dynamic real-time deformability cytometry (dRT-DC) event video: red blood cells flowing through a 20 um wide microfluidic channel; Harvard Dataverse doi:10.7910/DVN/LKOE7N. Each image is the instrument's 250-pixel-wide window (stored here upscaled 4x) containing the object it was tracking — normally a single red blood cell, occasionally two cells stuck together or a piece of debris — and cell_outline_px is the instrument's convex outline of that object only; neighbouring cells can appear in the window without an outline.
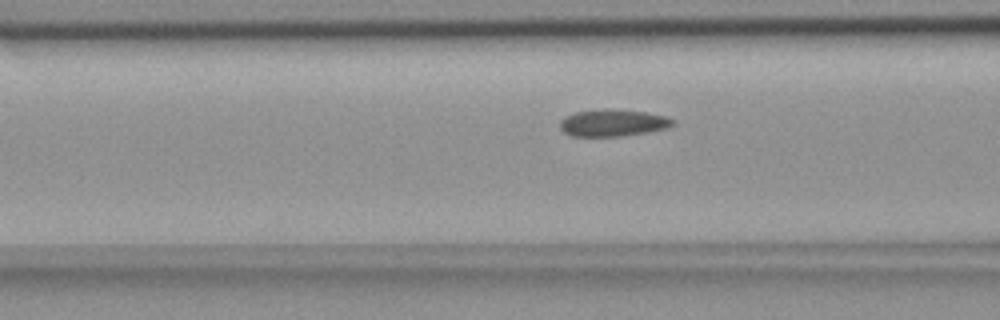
{"species": "common noctule bat (a hibernating species)", "species_latin": "Nyctalus noctula", "temperature_condition": "room temperature", "stored_images_in_passage": 40, "camera_frame_rate_fps": 3000, "um_per_image_px": 0.085, "animal": {"sex": "female", "body_mass_g": 18.4}, "frame": {"image": 1, "passage_image": 8, "time_ms": 2.333, "image_size_px": [1000, 320], "cell_outline_px": [[676, 124], [668, 128], [648, 132], [620, 136], [572, 136], [564, 132], [560, 128], [560, 120], [564, 116], [576, 112], [604, 108], [608, 108], [648, 112], [668, 116], [676, 120]], "centroid_in_image_um": [52.15, 10.43], "position_along_channel_um": 114.5, "area_um2": 18.09}}
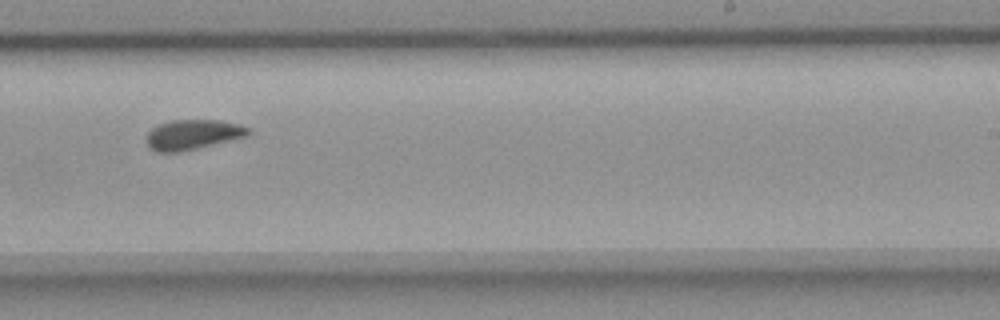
{"frame": {"image": 2, "passage_image": 21, "time_ms": 6.667, "image_size_px": [1000, 320], "cell_outline_px": [[252, 132], [248, 136], [180, 152], [156, 152], [148, 148], [148, 132], [152, 128], [160, 124], [172, 120], [220, 120], [240, 124], [248, 128]], "centroid_in_image_um": [16.41, 11.44], "position_along_channel_um": 272.6, "area_um2": 17.74}}
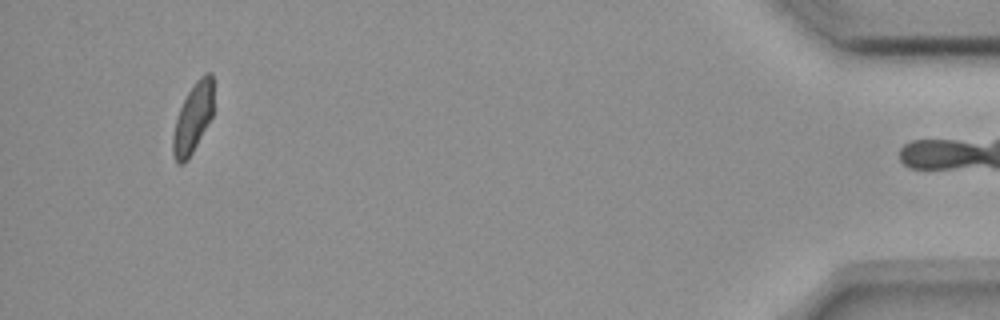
{"frame": {"image": 3, "passage_image": 39, "time_ms": 12.667, "image_size_px": [1000, 320], "cell_outline_px": [[212, 116], [188, 160], [184, 164], [176, 164], [172, 152], [172, 136], [176, 116], [188, 92], [196, 80], [204, 72], [212, 72]], "centroid_in_image_um": [16.37, 10.07], "position_along_channel_um": 418.8, "area_um2": 16.47}, "authors_computed_cell_mechanics": {"area_um2": 17.8602, "velocity_mm_per_s": 3.6649, "shape_relaxation_time_tau1_ms": 9.6989, "shape_relaxation_time_tau2_ms": 2.0096, "deformation_change_tau1": 0.1565, "deformation_change_tau2": 0.0673}}